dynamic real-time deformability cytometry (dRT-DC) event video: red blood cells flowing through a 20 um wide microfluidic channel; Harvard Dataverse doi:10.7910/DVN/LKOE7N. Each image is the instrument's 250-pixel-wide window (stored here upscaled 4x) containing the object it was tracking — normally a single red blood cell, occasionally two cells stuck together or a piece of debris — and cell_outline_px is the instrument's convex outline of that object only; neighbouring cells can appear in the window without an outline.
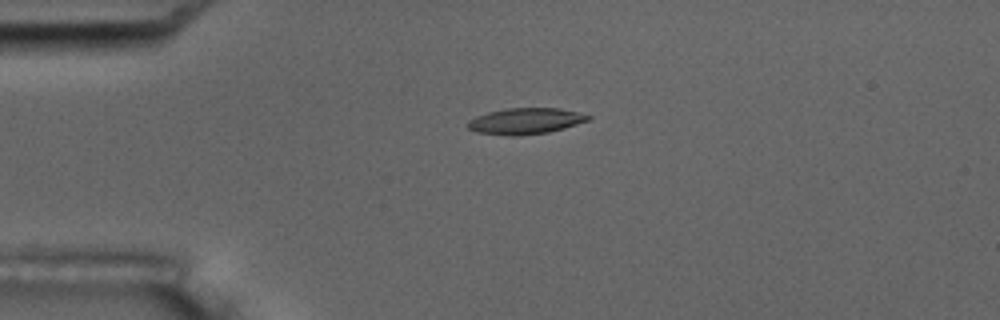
{"species": "common noctule bat (a hibernating species)", "species_latin": "Nyctalus noctula", "temperature_condition": "room temperature", "stored_images_in_passage": 5, "camera_frame_rate_fps": 3000, "um_per_image_px": 0.085, "animal": {"sex": "male", "body_mass_g": 17.5, "forearm_length_mm": 52.3}, "frame": {"image": 1, "passage_image": 4, "time_ms": 3.667, "image_size_px": [1000, 320], "cell_outline_px": [[592, 116], [588, 120], [564, 128], [548, 132], [512, 136], [476, 132], [468, 128], [468, 120], [476, 116], [488, 112], [508, 108], [560, 108]], "centroid_in_image_um": [44.64, 10.28], "position_along_channel_um": 40.4, "area_um2": 18.09}}